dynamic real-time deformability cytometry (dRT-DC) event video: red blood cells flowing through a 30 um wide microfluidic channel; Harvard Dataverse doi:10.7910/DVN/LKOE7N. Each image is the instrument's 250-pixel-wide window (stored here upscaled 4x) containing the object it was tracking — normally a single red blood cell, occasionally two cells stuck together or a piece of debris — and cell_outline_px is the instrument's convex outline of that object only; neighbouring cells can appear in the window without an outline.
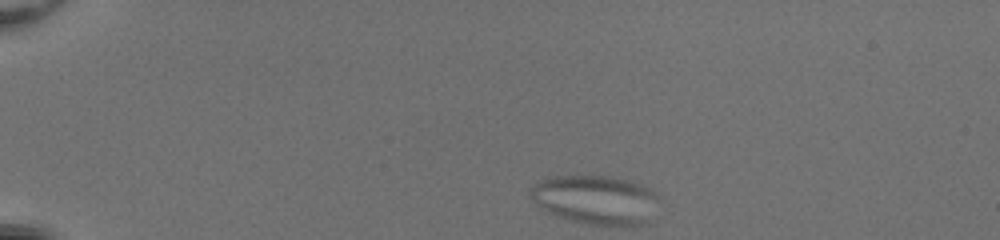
{"species": "common noctule bat (a hibernating species)", "species_latin": "Nyctalus noctula", "temperature_condition": "room temperature", "stored_images_in_passage": 43, "camera_frame_rate_fps": 3000, "um_per_image_px": 0.085, "animal": {"sex": "female", "body_mass_g": 20.0, "forearm_length_mm": 54.0}, "frame": {"image": 1, "passage_image": 1, "time_ms": 0.0, "image_size_px": [1000, 240], "cell_outline_px": [[648, 192], [640, 224], [592, 224], [556, 212], [548, 208], [532, 196], [532, 188], [548, 180], [568, 176], [604, 176], [624, 180], [636, 184], [644, 188]], "centroid_in_image_um": [50.47, 16.92], "position_along_channel_um": 34.5, "area_um2": 31.39}}
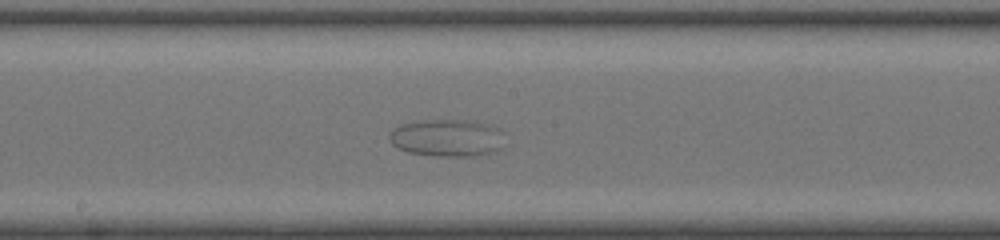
{"frame": {"image": 2, "passage_image": 21, "time_ms": 6.667, "image_size_px": [1000, 240], "cell_outline_px": [[488, 152], [464, 156], [440, 156], [408, 152], [392, 144], [388, 136], [400, 124], [420, 120], [468, 120], [484, 124], [488, 128]], "centroid_in_image_um": [37.55, 11.7], "position_along_channel_um": 210.7, "area_um2": 22.25}}
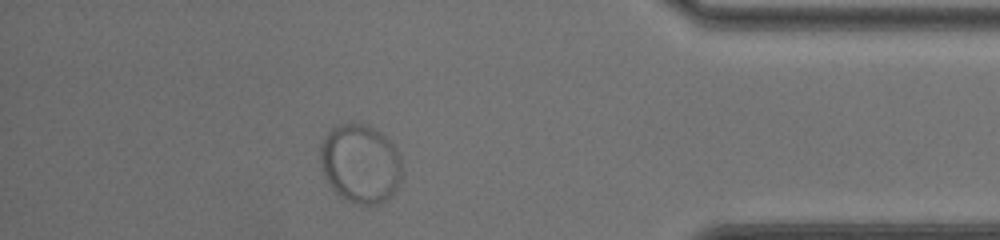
{"frame": {"image": 3, "passage_image": 38, "time_ms": 12.333, "image_size_px": [1000, 240], "cell_outline_px": [[400, 180], [392, 196], [380, 204], [356, 204], [340, 196], [336, 192], [328, 180], [324, 172], [320, 156], [320, 152], [324, 140], [328, 132], [332, 128], [340, 124], [368, 124], [384, 136], [392, 144], [396, 152], [400, 164]], "centroid_in_image_um": [30.63, 13.92], "position_along_channel_um": 404.6, "area_um2": 36.65}}